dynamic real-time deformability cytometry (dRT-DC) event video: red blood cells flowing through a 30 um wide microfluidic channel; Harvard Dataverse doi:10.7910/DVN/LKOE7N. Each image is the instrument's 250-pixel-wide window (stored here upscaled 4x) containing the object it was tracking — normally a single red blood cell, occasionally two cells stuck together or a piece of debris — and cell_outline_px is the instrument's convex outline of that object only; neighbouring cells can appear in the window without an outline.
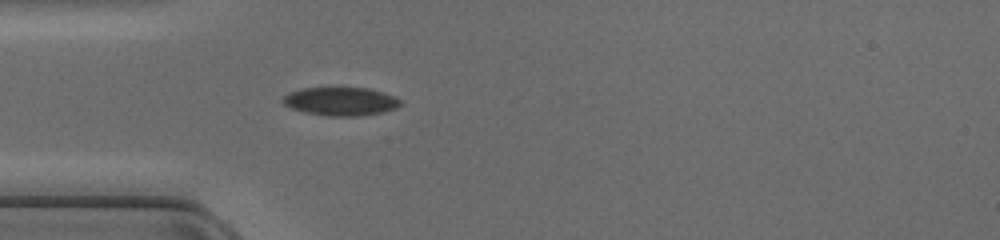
{"species": "common noctule bat (a hibernating species)", "species_latin": "Nyctalus noctula", "temperature_condition": "cold", "stored_images_in_passage": 34, "camera_frame_rate_fps": 3000, "um_per_image_px": 0.085, "animal": {"sex": "female", "body_mass_g": 17.0, "forearm_length_mm": 48.0}, "frame": {"image": 1, "passage_image": 1, "time_ms": 0.0, "image_size_px": [1000, 240], "cell_outline_px": [[400, 104], [396, 108], [380, 112], [356, 116], [328, 116], [304, 112], [292, 108], [284, 104], [280, 100], [284, 96], [300, 88], [368, 88], [392, 96], [400, 100]], "centroid_in_image_um": [28.9, 8.62], "position_along_channel_um": 56.1, "area_um2": 19.07}}
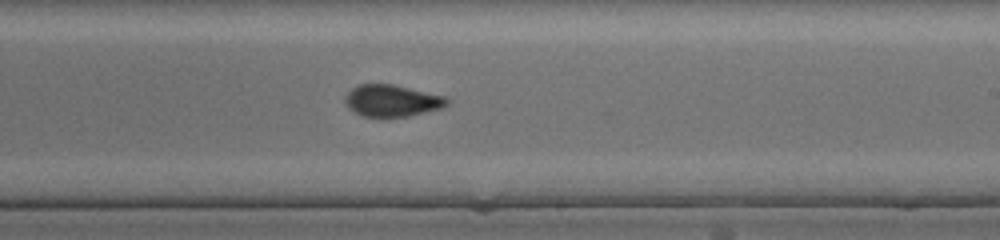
{"frame": {"image": 2, "passage_image": 15, "time_ms": 4.667, "image_size_px": [1000, 240], "cell_outline_px": [[452, 100], [448, 104], [440, 108], [408, 116], [360, 116], [352, 112], [348, 108], [344, 100], [344, 96], [352, 88], [360, 84], [392, 84], [444, 96]], "centroid_in_image_um": [33.28, 8.55], "position_along_channel_um": 255.7, "area_um2": 18.79}}
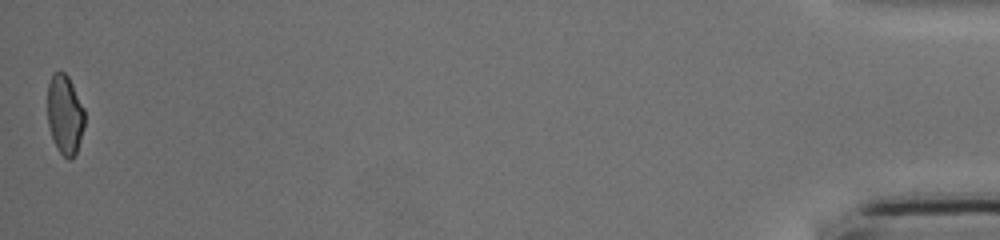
{"frame": {"image": 3, "passage_image": 34, "time_ms": 11.0, "image_size_px": [1000, 240], "cell_outline_px": [[84, 128], [76, 152], [72, 160], [68, 160], [56, 148], [48, 124], [48, 80], [52, 72], [64, 72], [68, 76], [84, 108]], "centroid_in_image_um": [5.51, 9.73], "position_along_channel_um": 429.7, "area_um2": 17.22}}